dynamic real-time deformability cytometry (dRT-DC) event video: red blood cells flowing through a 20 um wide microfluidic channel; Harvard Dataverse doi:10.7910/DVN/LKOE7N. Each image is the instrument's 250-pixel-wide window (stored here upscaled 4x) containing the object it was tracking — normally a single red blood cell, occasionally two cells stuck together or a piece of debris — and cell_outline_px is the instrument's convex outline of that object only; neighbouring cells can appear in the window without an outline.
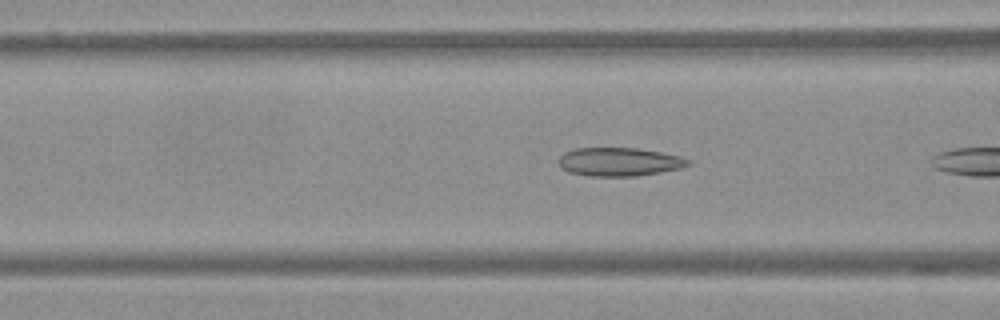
{"species": "Egyptian fruit bat (a non-hibernating species)", "species_latin": "Rousettus aegyptiacus", "temperature_condition": "warm", "stored_images_in_passage": 6, "camera_frame_rate_fps": 3000, "um_per_image_px": 0.085, "frame": {"image": 1, "passage_image": 5, "time_ms": 1.333, "image_size_px": [1000, 320], "cell_outline_px": [[692, 164], [680, 168], [660, 172], [636, 176], [588, 176], [568, 172], [560, 164], [560, 156], [564, 152], [572, 148], [636, 148], [664, 152], [680, 156], [692, 160]], "centroid_in_image_um": [52.68, 13.75], "position_along_channel_um": 113.9, "area_um2": 21.62}}